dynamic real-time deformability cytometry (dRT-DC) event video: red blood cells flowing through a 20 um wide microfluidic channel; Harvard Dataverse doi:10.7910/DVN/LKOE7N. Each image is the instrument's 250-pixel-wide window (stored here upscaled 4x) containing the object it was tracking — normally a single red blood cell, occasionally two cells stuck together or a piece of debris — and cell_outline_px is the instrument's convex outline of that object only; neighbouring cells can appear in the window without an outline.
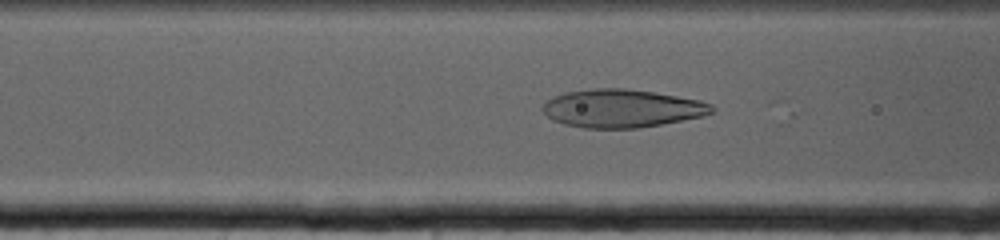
{"species": "human", "species_latin": "Homo sapiens", "temperature_condition": "cold", "stored_images_in_passage": 56, "camera_frame_rate_fps": 3000, "um_per_image_px": 0.085, "donor": {"sex": "female"}, "frame": {"image": 1, "passage_image": 28, "time_ms": 9.0, "image_size_px": [1000, 240], "cell_outline_px": [[716, 112], [704, 116], [640, 128], [584, 128], [564, 124], [552, 120], [540, 108], [552, 96], [564, 92], [592, 88], [624, 88], [652, 92], [700, 100], [712, 104], [716, 108]], "centroid_in_image_um": [52.87, 9.21], "position_along_channel_um": 113.7, "area_um2": 37.8}}
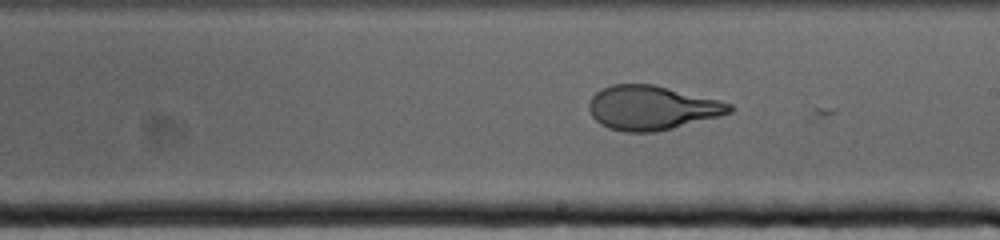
{"frame": {"image": 2, "passage_image": 41, "time_ms": 13.333, "image_size_px": [1000, 240], "cell_outline_px": [[736, 108], [732, 112], [720, 116], [656, 132], [624, 132], [608, 128], [600, 124], [592, 116], [588, 108], [588, 104], [592, 96], [600, 88], [612, 84], [652, 84], [720, 100], [732, 104]], "centroid_in_image_um": [55.4, 9.16], "position_along_channel_um": 233.6, "area_um2": 36.36}}
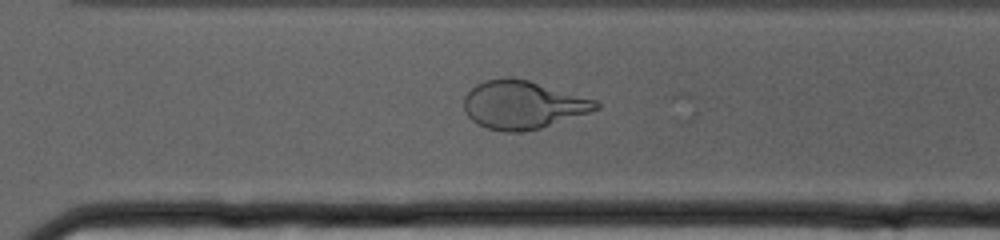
{"frame": {"image": 3, "passage_image": 51, "time_ms": 16.667, "image_size_px": [1000, 240], "cell_outline_px": [[600, 108], [540, 128], [520, 132], [504, 132], [488, 128], [476, 124], [468, 116], [464, 108], [464, 96], [476, 84], [484, 80], [508, 76], [528, 80], [596, 100], [600, 104]], "centroid_in_image_um": [44.39, 8.9], "position_along_channel_um": 326.2, "area_um2": 36.82}}